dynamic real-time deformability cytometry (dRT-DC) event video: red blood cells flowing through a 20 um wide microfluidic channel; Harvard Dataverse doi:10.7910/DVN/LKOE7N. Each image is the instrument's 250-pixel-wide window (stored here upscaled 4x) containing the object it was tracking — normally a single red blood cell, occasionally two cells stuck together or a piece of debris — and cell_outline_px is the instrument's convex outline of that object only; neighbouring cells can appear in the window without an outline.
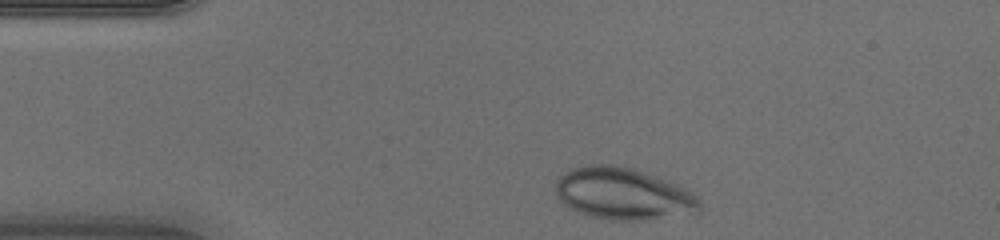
{"species": "human", "species_latin": "Homo sapiens", "temperature_condition": "warm", "stored_images_in_passage": 32, "camera_frame_rate_fps": 3000, "um_per_image_px": 0.085, "donor": {"sex": "male"}, "frame": {"image": 1, "passage_image": 1, "time_ms": 0.0, "image_size_px": [1000, 240], "cell_outline_px": [[700, 212], [696, 216], [644, 220], [608, 220], [588, 216], [568, 208], [556, 196], [556, 180], [560, 176], [572, 168], [588, 164], [616, 164], [632, 168], [680, 184], [692, 192], [700, 200]], "centroid_in_image_um": [53.04, 16.49], "position_along_channel_um": 32.0, "area_um2": 44.68}}
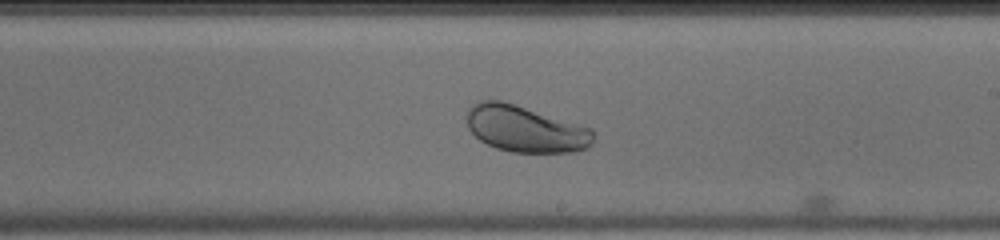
{"frame": {"image": 2, "passage_image": 19, "time_ms": 6.0, "image_size_px": [1000, 240], "cell_outline_px": [[596, 136], [588, 148], [576, 152], [512, 152], [496, 148], [480, 140], [468, 128], [464, 116], [468, 108], [472, 104], [480, 100], [500, 100], [516, 104], [592, 128]], "centroid_in_image_um": [44.65, 10.95], "position_along_channel_um": 244.4, "area_um2": 34.68}}
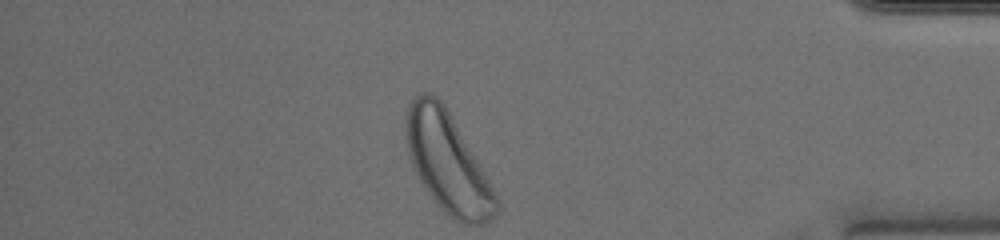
{"frame": {"image": 3, "passage_image": 32, "time_ms": 10.333, "image_size_px": [1000, 240], "cell_outline_px": [[500, 208], [496, 216], [480, 224], [464, 224], [448, 216], [444, 212], [428, 192], [420, 180], [408, 156], [404, 136], [404, 116], [408, 104], [412, 96], [420, 92], [428, 92], [436, 96], [444, 104], [492, 188], [500, 204]], "centroid_in_image_um": [37.97, 13.79], "position_along_channel_um": 397.2, "area_um2": 51.96}}